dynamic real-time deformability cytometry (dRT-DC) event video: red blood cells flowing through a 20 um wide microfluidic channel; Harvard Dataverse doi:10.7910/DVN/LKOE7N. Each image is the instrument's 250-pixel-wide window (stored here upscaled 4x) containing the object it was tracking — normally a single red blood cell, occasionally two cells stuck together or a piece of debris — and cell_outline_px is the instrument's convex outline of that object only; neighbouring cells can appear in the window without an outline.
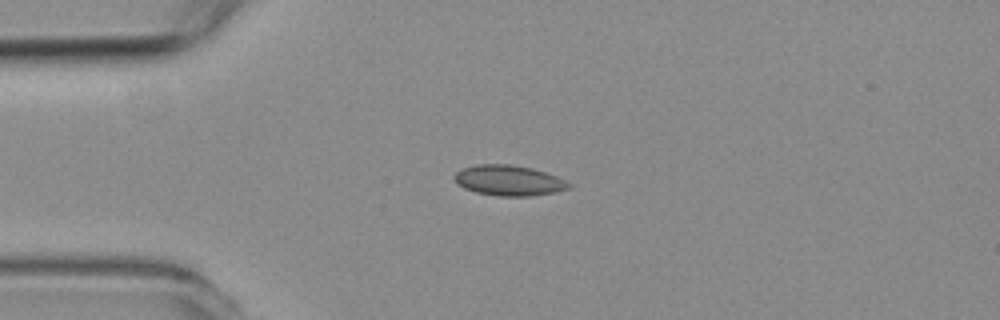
{"species": "common noctule bat (a hibernating species)", "species_latin": "Nyctalus noctula", "temperature_condition": "room temperature", "stored_images_in_passage": 42, "camera_frame_rate_fps": 3000, "um_per_image_px": 0.085, "animal": {"sex": "female", "body_mass_g": 19.3, "forearm_length_mm": 54.1}, "frame": {"image": 1, "passage_image": 1, "time_ms": 0.0, "image_size_px": [1000, 320], "cell_outline_px": [[572, 188], [532, 196], [500, 196], [476, 192], [464, 188], [456, 184], [452, 180], [452, 176], [456, 172], [464, 168], [476, 164], [512, 164], [532, 168], [556, 176], [572, 184]], "centroid_in_image_um": [43.21, 15.33], "position_along_channel_um": 41.8, "area_um2": 20.4}}
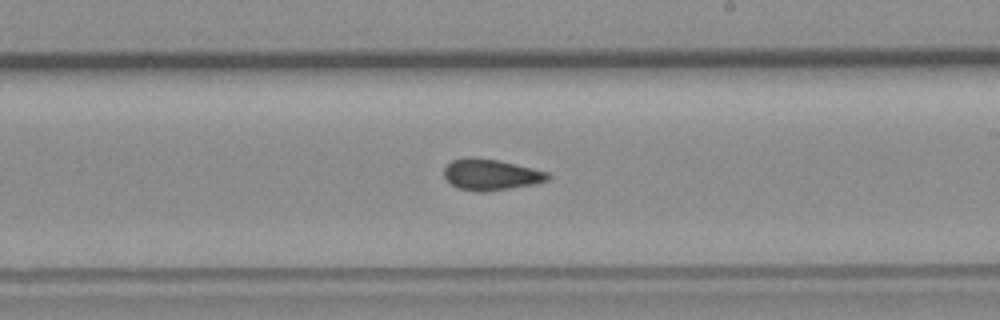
{"frame": {"image": 2, "passage_image": 19, "time_ms": 6.0, "image_size_px": [1000, 320], "cell_outline_px": [[552, 176], [548, 180], [536, 184], [480, 192], [476, 192], [456, 188], [444, 176], [444, 168], [452, 160], [468, 156], [476, 156], [500, 160], [548, 172]], "centroid_in_image_um": [41.72, 14.82], "position_along_channel_um": 247.3, "area_um2": 19.02}}
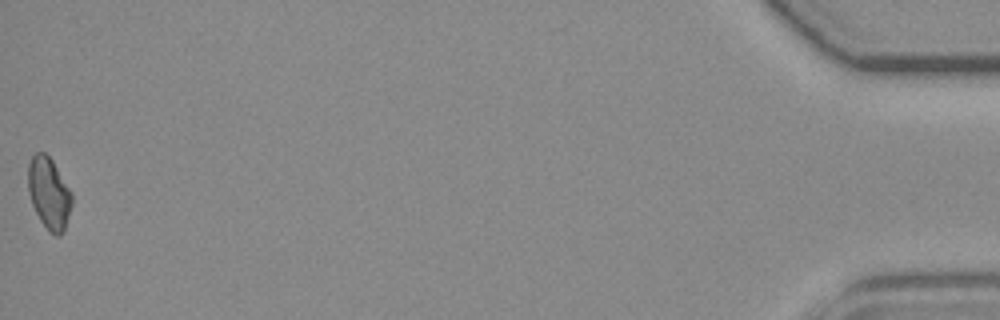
{"frame": {"image": 3, "passage_image": 42, "time_ms": 13.667, "image_size_px": [1000, 320], "cell_outline_px": [[72, 204], [64, 232], [60, 236], [56, 236], [48, 232], [40, 220], [32, 204], [28, 192], [28, 164], [32, 156], [36, 152], [44, 152], [52, 160], [72, 192]], "centroid_in_image_um": [4.17, 16.45], "position_along_channel_um": 431.0, "area_um2": 18.44}, "authors_computed_cell_mechanics": {"area_um2": 18.5249, "velocity_mm_per_s": 3.7816, "shape_relaxation_time_tau1_ms": null, "shape_relaxation_time_tau2_ms": 2.81, "deformation_change_tau1": null, "deformation_change_tau2": 0.0607}}